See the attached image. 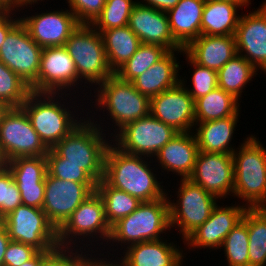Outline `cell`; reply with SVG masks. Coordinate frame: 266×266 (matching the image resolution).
Returning a JSON list of instances; mask_svg holds the SVG:
<instances>
[{"instance_id": "cell-33", "label": "cell", "mask_w": 266, "mask_h": 266, "mask_svg": "<svg viewBox=\"0 0 266 266\" xmlns=\"http://www.w3.org/2000/svg\"><path fill=\"white\" fill-rule=\"evenodd\" d=\"M258 70L244 57L236 55L218 72V87L240 99L242 90L257 74Z\"/></svg>"}, {"instance_id": "cell-45", "label": "cell", "mask_w": 266, "mask_h": 266, "mask_svg": "<svg viewBox=\"0 0 266 266\" xmlns=\"http://www.w3.org/2000/svg\"><path fill=\"white\" fill-rule=\"evenodd\" d=\"M10 12L6 17L0 19V47L4 43L7 34L20 22V19L17 17L13 19V16H10Z\"/></svg>"}, {"instance_id": "cell-34", "label": "cell", "mask_w": 266, "mask_h": 266, "mask_svg": "<svg viewBox=\"0 0 266 266\" xmlns=\"http://www.w3.org/2000/svg\"><path fill=\"white\" fill-rule=\"evenodd\" d=\"M249 266L266 265V207L247 208Z\"/></svg>"}, {"instance_id": "cell-32", "label": "cell", "mask_w": 266, "mask_h": 266, "mask_svg": "<svg viewBox=\"0 0 266 266\" xmlns=\"http://www.w3.org/2000/svg\"><path fill=\"white\" fill-rule=\"evenodd\" d=\"M96 191L104 202L105 218L110 227L119 219L131 214L142 203L123 190L110 186L104 179L97 183Z\"/></svg>"}, {"instance_id": "cell-22", "label": "cell", "mask_w": 266, "mask_h": 266, "mask_svg": "<svg viewBox=\"0 0 266 266\" xmlns=\"http://www.w3.org/2000/svg\"><path fill=\"white\" fill-rule=\"evenodd\" d=\"M20 191L23 205L42 209L47 174L46 156L18 157L6 162Z\"/></svg>"}, {"instance_id": "cell-30", "label": "cell", "mask_w": 266, "mask_h": 266, "mask_svg": "<svg viewBox=\"0 0 266 266\" xmlns=\"http://www.w3.org/2000/svg\"><path fill=\"white\" fill-rule=\"evenodd\" d=\"M110 69L115 73L129 60L141 44L129 26L112 28L100 32Z\"/></svg>"}, {"instance_id": "cell-35", "label": "cell", "mask_w": 266, "mask_h": 266, "mask_svg": "<svg viewBox=\"0 0 266 266\" xmlns=\"http://www.w3.org/2000/svg\"><path fill=\"white\" fill-rule=\"evenodd\" d=\"M167 49L158 45L141 43L135 54L127 60L114 74L124 81H132L159 61Z\"/></svg>"}, {"instance_id": "cell-20", "label": "cell", "mask_w": 266, "mask_h": 266, "mask_svg": "<svg viewBox=\"0 0 266 266\" xmlns=\"http://www.w3.org/2000/svg\"><path fill=\"white\" fill-rule=\"evenodd\" d=\"M128 26L143 44L158 45L168 51L185 53L174 39L166 12L136 3L129 17Z\"/></svg>"}, {"instance_id": "cell-49", "label": "cell", "mask_w": 266, "mask_h": 266, "mask_svg": "<svg viewBox=\"0 0 266 266\" xmlns=\"http://www.w3.org/2000/svg\"><path fill=\"white\" fill-rule=\"evenodd\" d=\"M51 251H39L33 258L24 262L20 266H40L42 260L50 253Z\"/></svg>"}, {"instance_id": "cell-2", "label": "cell", "mask_w": 266, "mask_h": 266, "mask_svg": "<svg viewBox=\"0 0 266 266\" xmlns=\"http://www.w3.org/2000/svg\"><path fill=\"white\" fill-rule=\"evenodd\" d=\"M86 118L52 149L62 163L79 165L98 183L104 177L106 151L112 142L97 121Z\"/></svg>"}, {"instance_id": "cell-18", "label": "cell", "mask_w": 266, "mask_h": 266, "mask_svg": "<svg viewBox=\"0 0 266 266\" xmlns=\"http://www.w3.org/2000/svg\"><path fill=\"white\" fill-rule=\"evenodd\" d=\"M20 18L33 41L42 48L64 46L69 36L80 25L70 9L46 11Z\"/></svg>"}, {"instance_id": "cell-3", "label": "cell", "mask_w": 266, "mask_h": 266, "mask_svg": "<svg viewBox=\"0 0 266 266\" xmlns=\"http://www.w3.org/2000/svg\"><path fill=\"white\" fill-rule=\"evenodd\" d=\"M255 135L247 137L232 154V196L243 199L247 208L266 207V148ZM247 204V205H246Z\"/></svg>"}, {"instance_id": "cell-54", "label": "cell", "mask_w": 266, "mask_h": 266, "mask_svg": "<svg viewBox=\"0 0 266 266\" xmlns=\"http://www.w3.org/2000/svg\"><path fill=\"white\" fill-rule=\"evenodd\" d=\"M38 1H40V0H21V3L24 7L26 6V8H27V7H30V5L32 6V4L34 5V3H38ZM41 1H43V0H41ZM27 5H29V6H27Z\"/></svg>"}, {"instance_id": "cell-5", "label": "cell", "mask_w": 266, "mask_h": 266, "mask_svg": "<svg viewBox=\"0 0 266 266\" xmlns=\"http://www.w3.org/2000/svg\"><path fill=\"white\" fill-rule=\"evenodd\" d=\"M170 229L169 203L166 195L158 200L142 202L135 211L114 223L111 226L109 242L112 240V244L118 242L125 247L127 244L129 246L158 240L161 239L160 234Z\"/></svg>"}, {"instance_id": "cell-4", "label": "cell", "mask_w": 266, "mask_h": 266, "mask_svg": "<svg viewBox=\"0 0 266 266\" xmlns=\"http://www.w3.org/2000/svg\"><path fill=\"white\" fill-rule=\"evenodd\" d=\"M58 97L62 99L59 101ZM61 100L63 97L60 93L31 92L21 106L48 149L53 148L83 121L81 117L78 120L77 115L68 106L66 108Z\"/></svg>"}, {"instance_id": "cell-47", "label": "cell", "mask_w": 266, "mask_h": 266, "mask_svg": "<svg viewBox=\"0 0 266 266\" xmlns=\"http://www.w3.org/2000/svg\"><path fill=\"white\" fill-rule=\"evenodd\" d=\"M88 256H89L88 254H87V256H85L84 266H126L122 260L120 261V259L118 262H116L117 261L116 259L111 262V261H107V258L104 259L103 257H102V259L99 257L97 259H96V257L93 258L92 254H91L90 258Z\"/></svg>"}, {"instance_id": "cell-31", "label": "cell", "mask_w": 266, "mask_h": 266, "mask_svg": "<svg viewBox=\"0 0 266 266\" xmlns=\"http://www.w3.org/2000/svg\"><path fill=\"white\" fill-rule=\"evenodd\" d=\"M232 94L216 87L207 95L199 97L195 104V123L214 121L234 116L239 111V103Z\"/></svg>"}, {"instance_id": "cell-8", "label": "cell", "mask_w": 266, "mask_h": 266, "mask_svg": "<svg viewBox=\"0 0 266 266\" xmlns=\"http://www.w3.org/2000/svg\"><path fill=\"white\" fill-rule=\"evenodd\" d=\"M110 234L111 227L105 218L104 202L97 191H94L87 197L57 229L59 247L69 248H78V241L80 243L81 238V241L84 240L85 242V239H95V236L97 240L91 241V245L94 244L92 242L98 241V238H101L100 240L103 241L107 240L108 243Z\"/></svg>"}, {"instance_id": "cell-46", "label": "cell", "mask_w": 266, "mask_h": 266, "mask_svg": "<svg viewBox=\"0 0 266 266\" xmlns=\"http://www.w3.org/2000/svg\"><path fill=\"white\" fill-rule=\"evenodd\" d=\"M141 2L142 1H139L138 3L155 8L159 11L167 12L168 10L174 8L180 0H144L142 3Z\"/></svg>"}, {"instance_id": "cell-21", "label": "cell", "mask_w": 266, "mask_h": 266, "mask_svg": "<svg viewBox=\"0 0 266 266\" xmlns=\"http://www.w3.org/2000/svg\"><path fill=\"white\" fill-rule=\"evenodd\" d=\"M247 206H218L213 209L209 218L191 233L183 242L188 248H221L227 234L242 220Z\"/></svg>"}, {"instance_id": "cell-43", "label": "cell", "mask_w": 266, "mask_h": 266, "mask_svg": "<svg viewBox=\"0 0 266 266\" xmlns=\"http://www.w3.org/2000/svg\"><path fill=\"white\" fill-rule=\"evenodd\" d=\"M106 0H67L70 10L80 24L91 25L101 14Z\"/></svg>"}, {"instance_id": "cell-48", "label": "cell", "mask_w": 266, "mask_h": 266, "mask_svg": "<svg viewBox=\"0 0 266 266\" xmlns=\"http://www.w3.org/2000/svg\"><path fill=\"white\" fill-rule=\"evenodd\" d=\"M9 234L3 224L0 225V266H4V254L10 242Z\"/></svg>"}, {"instance_id": "cell-12", "label": "cell", "mask_w": 266, "mask_h": 266, "mask_svg": "<svg viewBox=\"0 0 266 266\" xmlns=\"http://www.w3.org/2000/svg\"><path fill=\"white\" fill-rule=\"evenodd\" d=\"M178 132L151 114L126 124L111 139L121 151L138 156L155 157ZM116 141V142H115Z\"/></svg>"}, {"instance_id": "cell-9", "label": "cell", "mask_w": 266, "mask_h": 266, "mask_svg": "<svg viewBox=\"0 0 266 266\" xmlns=\"http://www.w3.org/2000/svg\"><path fill=\"white\" fill-rule=\"evenodd\" d=\"M180 187L175 203L169 199L170 228L179 227L182 239L185 240L211 215L217 205L218 197L191 182L189 179H180Z\"/></svg>"}, {"instance_id": "cell-41", "label": "cell", "mask_w": 266, "mask_h": 266, "mask_svg": "<svg viewBox=\"0 0 266 266\" xmlns=\"http://www.w3.org/2000/svg\"><path fill=\"white\" fill-rule=\"evenodd\" d=\"M22 204L20 191L7 166L0 170V214L4 217Z\"/></svg>"}, {"instance_id": "cell-19", "label": "cell", "mask_w": 266, "mask_h": 266, "mask_svg": "<svg viewBox=\"0 0 266 266\" xmlns=\"http://www.w3.org/2000/svg\"><path fill=\"white\" fill-rule=\"evenodd\" d=\"M235 38L237 54L266 74V0L257 10L240 15Z\"/></svg>"}, {"instance_id": "cell-24", "label": "cell", "mask_w": 266, "mask_h": 266, "mask_svg": "<svg viewBox=\"0 0 266 266\" xmlns=\"http://www.w3.org/2000/svg\"><path fill=\"white\" fill-rule=\"evenodd\" d=\"M193 132H178L156 155L160 167L188 179L194 169L199 152L196 136Z\"/></svg>"}, {"instance_id": "cell-42", "label": "cell", "mask_w": 266, "mask_h": 266, "mask_svg": "<svg viewBox=\"0 0 266 266\" xmlns=\"http://www.w3.org/2000/svg\"><path fill=\"white\" fill-rule=\"evenodd\" d=\"M74 249L58 246L42 260L40 266H84L87 254L83 253H88V251L83 252V247L76 248V251ZM78 252H81V254Z\"/></svg>"}, {"instance_id": "cell-40", "label": "cell", "mask_w": 266, "mask_h": 266, "mask_svg": "<svg viewBox=\"0 0 266 266\" xmlns=\"http://www.w3.org/2000/svg\"><path fill=\"white\" fill-rule=\"evenodd\" d=\"M186 56V59H188L187 61L191 66L193 65V68H195L191 78L193 88L188 89L186 87L185 79H180V83L185 85L184 87L195 101L199 97L207 95L213 89L218 87V74L217 71L213 69L198 65L187 54Z\"/></svg>"}, {"instance_id": "cell-29", "label": "cell", "mask_w": 266, "mask_h": 266, "mask_svg": "<svg viewBox=\"0 0 266 266\" xmlns=\"http://www.w3.org/2000/svg\"><path fill=\"white\" fill-rule=\"evenodd\" d=\"M240 7L239 3L232 1L206 0L201 18V35L235 36Z\"/></svg>"}, {"instance_id": "cell-55", "label": "cell", "mask_w": 266, "mask_h": 266, "mask_svg": "<svg viewBox=\"0 0 266 266\" xmlns=\"http://www.w3.org/2000/svg\"><path fill=\"white\" fill-rule=\"evenodd\" d=\"M6 166V161L0 151V170L3 169Z\"/></svg>"}, {"instance_id": "cell-44", "label": "cell", "mask_w": 266, "mask_h": 266, "mask_svg": "<svg viewBox=\"0 0 266 266\" xmlns=\"http://www.w3.org/2000/svg\"><path fill=\"white\" fill-rule=\"evenodd\" d=\"M39 252L31 245L10 241L4 254V266H20Z\"/></svg>"}, {"instance_id": "cell-17", "label": "cell", "mask_w": 266, "mask_h": 266, "mask_svg": "<svg viewBox=\"0 0 266 266\" xmlns=\"http://www.w3.org/2000/svg\"><path fill=\"white\" fill-rule=\"evenodd\" d=\"M79 80L74 60L65 46L43 48L38 73V93H59L72 90ZM76 84V85H75ZM66 89V90H65ZM64 93H61V92Z\"/></svg>"}, {"instance_id": "cell-16", "label": "cell", "mask_w": 266, "mask_h": 266, "mask_svg": "<svg viewBox=\"0 0 266 266\" xmlns=\"http://www.w3.org/2000/svg\"><path fill=\"white\" fill-rule=\"evenodd\" d=\"M150 114L177 132H191L195 126L194 100L181 83L150 98Z\"/></svg>"}, {"instance_id": "cell-52", "label": "cell", "mask_w": 266, "mask_h": 266, "mask_svg": "<svg viewBox=\"0 0 266 266\" xmlns=\"http://www.w3.org/2000/svg\"><path fill=\"white\" fill-rule=\"evenodd\" d=\"M11 11L0 2V19L6 17Z\"/></svg>"}, {"instance_id": "cell-13", "label": "cell", "mask_w": 266, "mask_h": 266, "mask_svg": "<svg viewBox=\"0 0 266 266\" xmlns=\"http://www.w3.org/2000/svg\"><path fill=\"white\" fill-rule=\"evenodd\" d=\"M43 48L36 44L21 21L0 47V61L15 72L32 92L38 93V73Z\"/></svg>"}, {"instance_id": "cell-27", "label": "cell", "mask_w": 266, "mask_h": 266, "mask_svg": "<svg viewBox=\"0 0 266 266\" xmlns=\"http://www.w3.org/2000/svg\"><path fill=\"white\" fill-rule=\"evenodd\" d=\"M206 0H180L166 12L174 39L185 48L201 35V18Z\"/></svg>"}, {"instance_id": "cell-14", "label": "cell", "mask_w": 266, "mask_h": 266, "mask_svg": "<svg viewBox=\"0 0 266 266\" xmlns=\"http://www.w3.org/2000/svg\"><path fill=\"white\" fill-rule=\"evenodd\" d=\"M97 183H78L45 176V194L42 210L58 229L79 205L96 191Z\"/></svg>"}, {"instance_id": "cell-11", "label": "cell", "mask_w": 266, "mask_h": 266, "mask_svg": "<svg viewBox=\"0 0 266 266\" xmlns=\"http://www.w3.org/2000/svg\"><path fill=\"white\" fill-rule=\"evenodd\" d=\"M0 151L6 162L18 157L46 156L48 148L22 107H10L0 124Z\"/></svg>"}, {"instance_id": "cell-38", "label": "cell", "mask_w": 266, "mask_h": 266, "mask_svg": "<svg viewBox=\"0 0 266 266\" xmlns=\"http://www.w3.org/2000/svg\"><path fill=\"white\" fill-rule=\"evenodd\" d=\"M31 92L30 86L0 61V101L9 107H21Z\"/></svg>"}, {"instance_id": "cell-50", "label": "cell", "mask_w": 266, "mask_h": 266, "mask_svg": "<svg viewBox=\"0 0 266 266\" xmlns=\"http://www.w3.org/2000/svg\"><path fill=\"white\" fill-rule=\"evenodd\" d=\"M0 2L5 5L11 12H13L16 8V12L17 10L20 8H24V6L21 3V0H0Z\"/></svg>"}, {"instance_id": "cell-28", "label": "cell", "mask_w": 266, "mask_h": 266, "mask_svg": "<svg viewBox=\"0 0 266 266\" xmlns=\"http://www.w3.org/2000/svg\"><path fill=\"white\" fill-rule=\"evenodd\" d=\"M240 110L226 118L195 123V136L199 151L209 153L233 154L235 149L230 145L238 122ZM230 146V147H229Z\"/></svg>"}, {"instance_id": "cell-10", "label": "cell", "mask_w": 266, "mask_h": 266, "mask_svg": "<svg viewBox=\"0 0 266 266\" xmlns=\"http://www.w3.org/2000/svg\"><path fill=\"white\" fill-rule=\"evenodd\" d=\"M3 225L11 241L39 251H52L59 246L57 229L42 209L21 204L3 217Z\"/></svg>"}, {"instance_id": "cell-23", "label": "cell", "mask_w": 266, "mask_h": 266, "mask_svg": "<svg viewBox=\"0 0 266 266\" xmlns=\"http://www.w3.org/2000/svg\"><path fill=\"white\" fill-rule=\"evenodd\" d=\"M184 52L198 65L218 72L237 55L236 38L233 35H200L184 48Z\"/></svg>"}, {"instance_id": "cell-56", "label": "cell", "mask_w": 266, "mask_h": 266, "mask_svg": "<svg viewBox=\"0 0 266 266\" xmlns=\"http://www.w3.org/2000/svg\"><path fill=\"white\" fill-rule=\"evenodd\" d=\"M3 224V216L0 214V225Z\"/></svg>"}, {"instance_id": "cell-15", "label": "cell", "mask_w": 266, "mask_h": 266, "mask_svg": "<svg viewBox=\"0 0 266 266\" xmlns=\"http://www.w3.org/2000/svg\"><path fill=\"white\" fill-rule=\"evenodd\" d=\"M188 179L220 199L231 195L234 188L232 154L199 151Z\"/></svg>"}, {"instance_id": "cell-36", "label": "cell", "mask_w": 266, "mask_h": 266, "mask_svg": "<svg viewBox=\"0 0 266 266\" xmlns=\"http://www.w3.org/2000/svg\"><path fill=\"white\" fill-rule=\"evenodd\" d=\"M247 209L242 220L227 234L222 246L228 266H249Z\"/></svg>"}, {"instance_id": "cell-6", "label": "cell", "mask_w": 266, "mask_h": 266, "mask_svg": "<svg viewBox=\"0 0 266 266\" xmlns=\"http://www.w3.org/2000/svg\"><path fill=\"white\" fill-rule=\"evenodd\" d=\"M96 107L107 110L118 132L126 124L150 114V98L141 94L130 81L113 74L96 88ZM101 107V108H100Z\"/></svg>"}, {"instance_id": "cell-25", "label": "cell", "mask_w": 266, "mask_h": 266, "mask_svg": "<svg viewBox=\"0 0 266 266\" xmlns=\"http://www.w3.org/2000/svg\"><path fill=\"white\" fill-rule=\"evenodd\" d=\"M166 241L158 239L129 245L124 248L126 252L120 260L126 266H182L183 251Z\"/></svg>"}, {"instance_id": "cell-53", "label": "cell", "mask_w": 266, "mask_h": 266, "mask_svg": "<svg viewBox=\"0 0 266 266\" xmlns=\"http://www.w3.org/2000/svg\"><path fill=\"white\" fill-rule=\"evenodd\" d=\"M220 1H232V2H235V3H239L242 7L243 6L247 7L249 4H251V2H250L251 0H220Z\"/></svg>"}, {"instance_id": "cell-1", "label": "cell", "mask_w": 266, "mask_h": 266, "mask_svg": "<svg viewBox=\"0 0 266 266\" xmlns=\"http://www.w3.org/2000/svg\"><path fill=\"white\" fill-rule=\"evenodd\" d=\"M147 160L144 156L125 153L111 143L106 151L103 179L142 202L164 198L167 191Z\"/></svg>"}, {"instance_id": "cell-37", "label": "cell", "mask_w": 266, "mask_h": 266, "mask_svg": "<svg viewBox=\"0 0 266 266\" xmlns=\"http://www.w3.org/2000/svg\"><path fill=\"white\" fill-rule=\"evenodd\" d=\"M138 1L106 0L101 14L91 26L98 32L128 26L132 9Z\"/></svg>"}, {"instance_id": "cell-7", "label": "cell", "mask_w": 266, "mask_h": 266, "mask_svg": "<svg viewBox=\"0 0 266 266\" xmlns=\"http://www.w3.org/2000/svg\"><path fill=\"white\" fill-rule=\"evenodd\" d=\"M74 60L78 78L85 84L99 85L114 73L110 69L100 32L91 25L80 24L65 43Z\"/></svg>"}, {"instance_id": "cell-51", "label": "cell", "mask_w": 266, "mask_h": 266, "mask_svg": "<svg viewBox=\"0 0 266 266\" xmlns=\"http://www.w3.org/2000/svg\"><path fill=\"white\" fill-rule=\"evenodd\" d=\"M9 108L10 107L7 104L0 101V124H1V121L3 119V116L8 111Z\"/></svg>"}, {"instance_id": "cell-39", "label": "cell", "mask_w": 266, "mask_h": 266, "mask_svg": "<svg viewBox=\"0 0 266 266\" xmlns=\"http://www.w3.org/2000/svg\"><path fill=\"white\" fill-rule=\"evenodd\" d=\"M46 158L47 171L53 177L78 183H97L86 171L80 168L79 165L62 163V157L52 148L48 149Z\"/></svg>"}, {"instance_id": "cell-26", "label": "cell", "mask_w": 266, "mask_h": 266, "mask_svg": "<svg viewBox=\"0 0 266 266\" xmlns=\"http://www.w3.org/2000/svg\"><path fill=\"white\" fill-rule=\"evenodd\" d=\"M175 52L168 51L148 70L134 78L131 81L133 86L149 98L177 86L181 77L178 74L180 63H177Z\"/></svg>"}]
</instances>
